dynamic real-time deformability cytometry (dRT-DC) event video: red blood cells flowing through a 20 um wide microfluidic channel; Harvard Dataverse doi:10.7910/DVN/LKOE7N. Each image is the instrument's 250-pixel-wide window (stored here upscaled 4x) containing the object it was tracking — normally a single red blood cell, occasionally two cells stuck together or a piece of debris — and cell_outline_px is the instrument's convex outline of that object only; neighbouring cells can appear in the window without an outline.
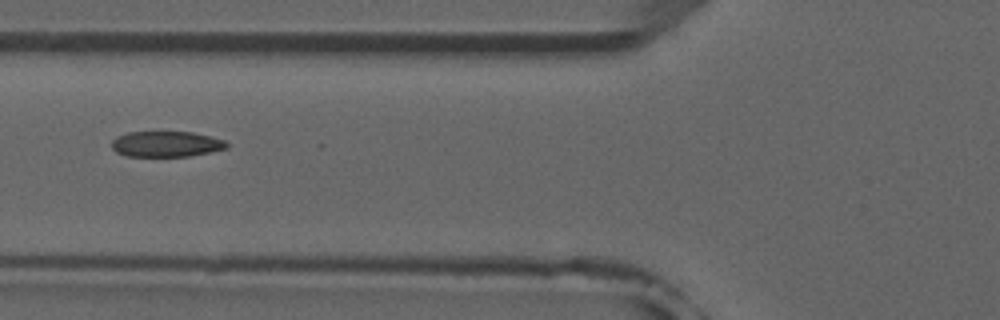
{"species": "common noctule bat (a hibernating species)", "species_latin": "Nyctalus noctula", "temperature_condition": "room temperature", "stored_images_in_passage": 6, "camera_frame_rate_fps": 3000, "um_per_image_px": 0.085, "animal": {"sex": "male", "forearm_length_mm": 52.5}, "frame": {"image": 1, "passage_image": 6, "time_ms": 5.667, "image_size_px": [1000, 320], "cell_outline_px": [[228, 148], [212, 152], [188, 156], [128, 156], [116, 152], [112, 148], [112, 140], [116, 136], [128, 132], [192, 132], [224, 140], [228, 144]], "centroid_in_image_um": [14.12, 12.24], "position_along_channel_um": 111.7, "area_um2": 17.17}}